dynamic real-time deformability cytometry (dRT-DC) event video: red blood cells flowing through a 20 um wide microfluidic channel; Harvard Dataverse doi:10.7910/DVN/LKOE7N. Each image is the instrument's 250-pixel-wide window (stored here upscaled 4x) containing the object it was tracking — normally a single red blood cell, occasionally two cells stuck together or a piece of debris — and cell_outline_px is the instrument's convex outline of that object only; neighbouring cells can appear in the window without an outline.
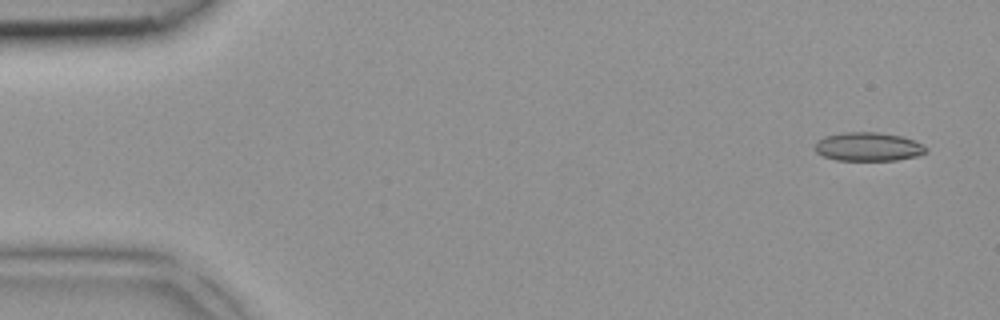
{"species": "common noctule bat (a hibernating species)", "species_latin": "Nyctalus noctula", "temperature_condition": "room temperature", "stored_images_in_passage": 3, "camera_frame_rate_fps": 3000, "um_per_image_px": 0.085, "animal": {"sex": "female", "body_mass_g": 18.4}, "frame": {"image": 1, "passage_image": 1, "time_ms": 0.0, "image_size_px": [1000, 320], "cell_outline_px": [[928, 152], [916, 156], [896, 160], [836, 160], [824, 156], [816, 152], [816, 144], [824, 136], [840, 132], [876, 132], [900, 136], [924, 144], [928, 148]], "centroid_in_image_um": [73.82, 12.47], "position_along_channel_um": 11.2, "area_um2": 18.5}}
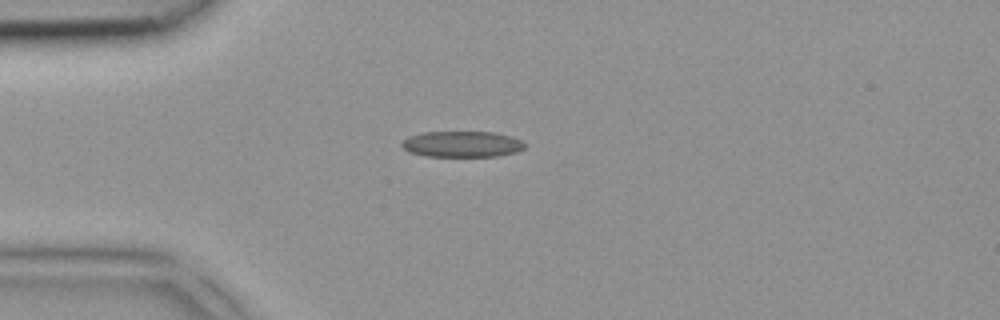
{"frame": {"image": 2, "passage_image": 3, "time_ms": 0.667, "image_size_px": [1000, 320], "cell_outline_px": [[524, 148], [516, 152], [496, 156], [424, 156], [412, 152], [404, 148], [400, 144], [408, 136], [424, 132], [496, 132], [512, 136], [524, 140]], "centroid_in_image_um": [39.31, 12.24], "position_along_channel_um": 45.7, "area_um2": 18.61}}